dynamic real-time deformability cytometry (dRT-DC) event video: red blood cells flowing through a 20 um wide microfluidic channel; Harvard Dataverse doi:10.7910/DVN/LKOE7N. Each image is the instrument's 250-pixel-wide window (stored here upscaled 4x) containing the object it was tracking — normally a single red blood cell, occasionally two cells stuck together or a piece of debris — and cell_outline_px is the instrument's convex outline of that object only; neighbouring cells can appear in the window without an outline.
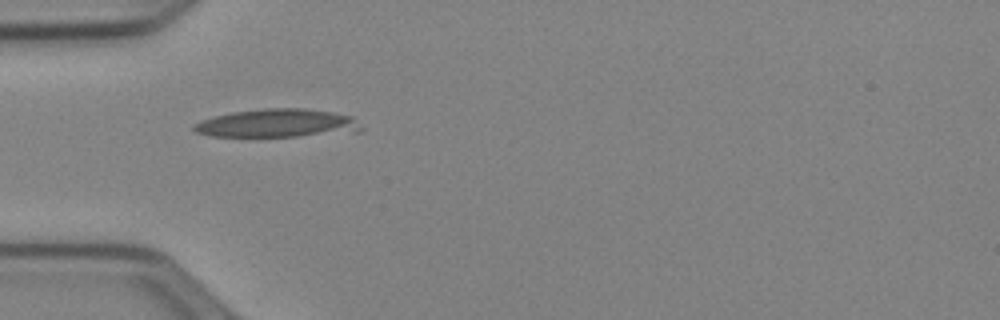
{"species": "Egyptian fruit bat (a non-hibernating species)", "species_latin": "Rousettus aegyptiacus", "temperature_condition": "cold", "stored_images_in_passage": 5, "camera_frame_rate_fps": 3000, "um_per_image_px": 0.085, "animal": {"sex": "female"}, "frame": {"image": 1, "passage_image": 1, "time_ms": 0.0, "image_size_px": [1000, 320], "cell_outline_px": [[364, 128], [360, 132], [296, 136], [212, 136], [196, 132], [192, 128], [192, 124], [200, 120], [232, 112], [264, 108], [304, 108], [332, 112], [352, 116]], "centroid_in_image_um": [23.6, 10.47], "position_along_channel_um": 61.4, "area_um2": 27.69}}
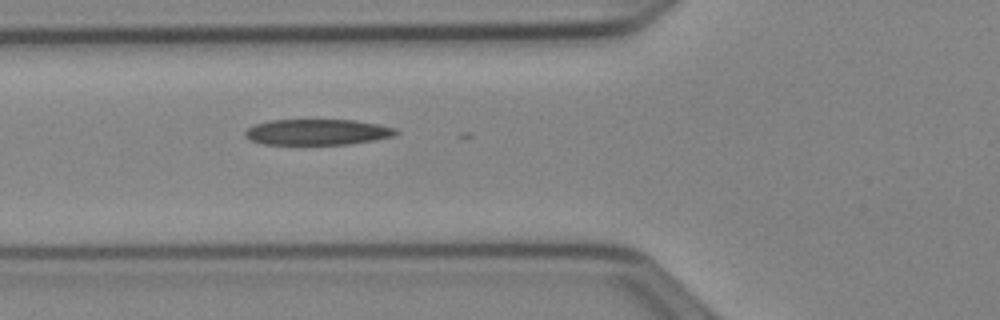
{"frame": {"image": 2, "passage_image": 4, "time_ms": 1.0, "image_size_px": [1000, 320], "cell_outline_px": [[400, 132], [392, 136], [372, 140], [348, 144], [264, 144], [252, 140], [244, 136], [244, 132], [248, 128], [256, 124], [268, 120], [356, 120], [380, 124], [396, 128]], "centroid_in_image_um": [26.99, 11.21], "position_along_channel_um": 98.8, "area_um2": 22.6}}